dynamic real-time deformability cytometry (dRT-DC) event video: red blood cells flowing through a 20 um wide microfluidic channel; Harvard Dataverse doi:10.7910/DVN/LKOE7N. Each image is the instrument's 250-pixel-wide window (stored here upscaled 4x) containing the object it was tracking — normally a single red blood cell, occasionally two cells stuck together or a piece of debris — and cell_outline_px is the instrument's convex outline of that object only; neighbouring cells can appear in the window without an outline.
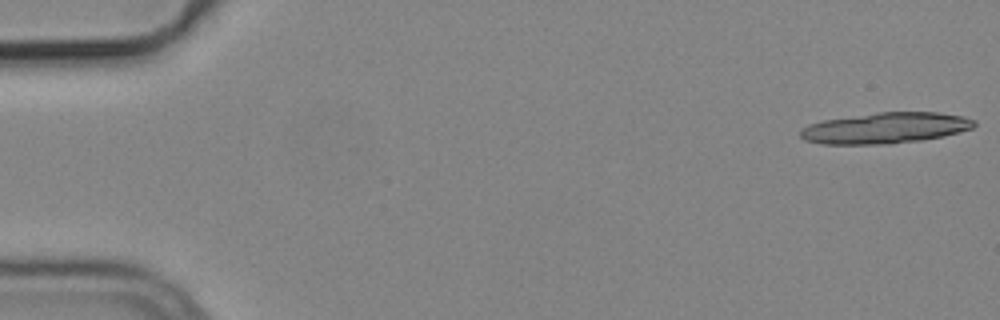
{"species": "common noctule bat (a hibernating species)", "species_latin": "Nyctalus noctula", "temperature_condition": "cold", "stored_images_in_passage": 14, "camera_frame_rate_fps": 3000, "um_per_image_px": 0.085, "animal": {"sex": "male", "body_mass_g": 19.2, "forearm_length_mm": 51.8}, "frame": {"image": 1, "passage_image": 1, "time_ms": 0.0, "image_size_px": [1000, 320], "cell_outline_px": [[976, 124], [972, 128], [960, 132], [944, 136], [920, 140], [888, 144], [820, 144], [804, 140], [800, 136], [800, 132], [808, 124], [824, 120], [876, 112], [940, 112], [964, 116], [976, 120]], "centroid_in_image_um": [75.28, 10.88], "position_along_channel_um": 9.7, "area_um2": 31.44}}